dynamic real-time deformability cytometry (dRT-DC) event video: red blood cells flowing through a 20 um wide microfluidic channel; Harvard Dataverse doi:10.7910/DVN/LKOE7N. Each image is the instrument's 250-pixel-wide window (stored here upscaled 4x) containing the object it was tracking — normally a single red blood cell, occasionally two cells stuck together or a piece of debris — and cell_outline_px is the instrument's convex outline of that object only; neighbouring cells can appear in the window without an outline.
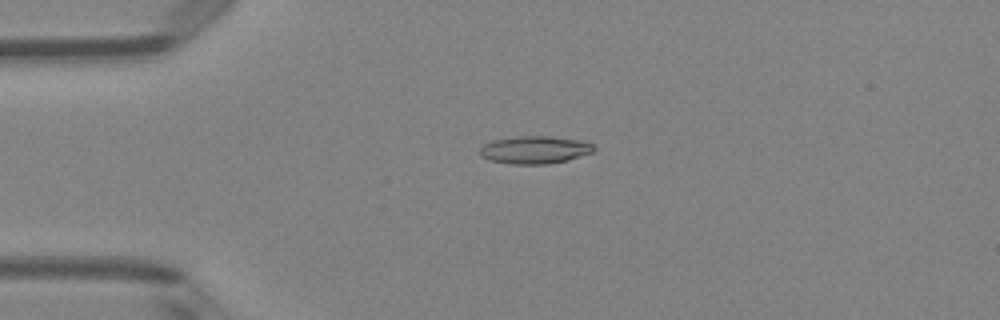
{"species": "Egyptian fruit bat (a non-hibernating species)", "species_latin": "Rousettus aegyptiacus", "temperature_condition": "room temperature", "stored_images_in_passage": 50, "camera_frame_rate_fps": 3000, "um_per_image_px": 0.085, "animal": {"sex": "female"}, "frame": {"image": 1, "passage_image": 12, "time_ms": 3.667, "image_size_px": [1000, 320], "cell_outline_px": [[596, 148], [592, 152], [568, 160], [548, 164], [512, 164], [488, 160], [480, 156], [480, 148], [484, 144], [492, 140], [516, 136], [552, 136], [584, 140], [592, 144]], "centroid_in_image_um": [45.46, 12.73], "position_along_channel_um": 39.5, "area_um2": 18.61}}
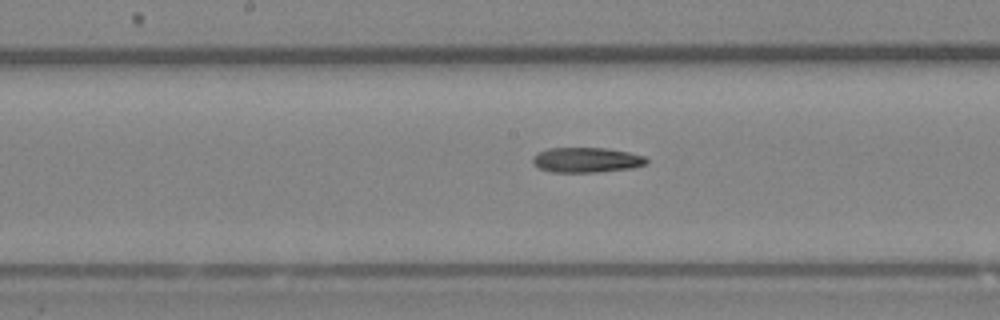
{"frame": {"image": 2, "passage_image": 26, "time_ms": 8.333, "image_size_px": [1000, 320], "cell_outline_px": [[648, 160], [644, 164], [632, 168], [596, 172], [548, 172], [532, 164], [532, 156], [548, 148], [604, 148], [628, 152], [644, 156]], "centroid_in_image_um": [49.8, 13.6], "position_along_channel_um": 198.4, "area_um2": 16.53}}
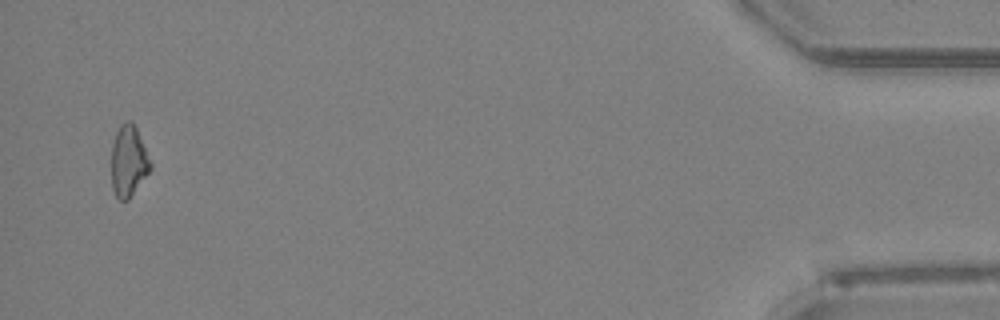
{"frame": {"image": 3, "passage_image": 49, "time_ms": 16.0, "image_size_px": [1000, 320], "cell_outline_px": [[152, 168], [128, 200], [120, 200], [116, 196], [112, 188], [112, 144], [116, 132], [120, 124], [128, 120], [132, 120], [136, 128], [152, 164]], "centroid_in_image_um": [10.92, 13.68], "position_along_channel_um": 424.3, "area_um2": 16.07}}